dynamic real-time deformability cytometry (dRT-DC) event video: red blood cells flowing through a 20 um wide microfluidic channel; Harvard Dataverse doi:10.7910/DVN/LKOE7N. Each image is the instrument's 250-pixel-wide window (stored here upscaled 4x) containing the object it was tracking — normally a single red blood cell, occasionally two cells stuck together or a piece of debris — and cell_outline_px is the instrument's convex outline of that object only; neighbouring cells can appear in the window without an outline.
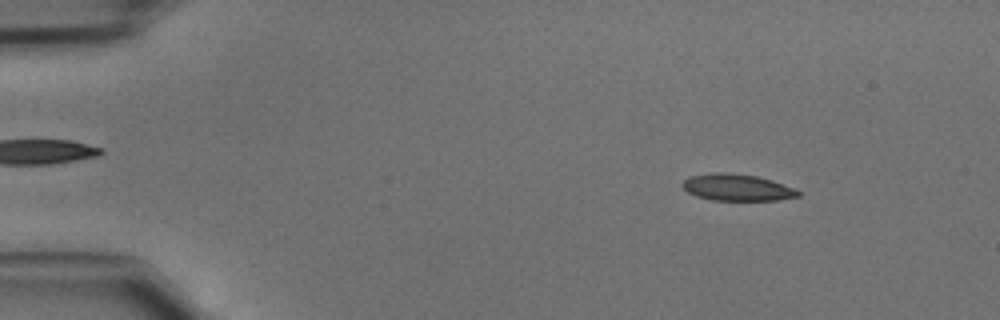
{"species": "common noctule bat (a hibernating species)", "species_latin": "Nyctalus noctula", "temperature_condition": "cold", "stored_images_in_passage": 20, "camera_frame_rate_fps": 3000, "um_per_image_px": 0.085, "animal": {"sex": "male", "body_mass_g": 15.6}, "frame": {"image": 1, "passage_image": 6, "time_ms": 1.667, "image_size_px": [1000, 320], "cell_outline_px": [[800, 196], [776, 200], [712, 200], [696, 196], [688, 192], [680, 184], [688, 176], [712, 172], [728, 172], [756, 176], [772, 180], [796, 188], [800, 192]], "centroid_in_image_um": [62.64, 15.92], "position_along_channel_um": 22.4, "area_um2": 18.15}}
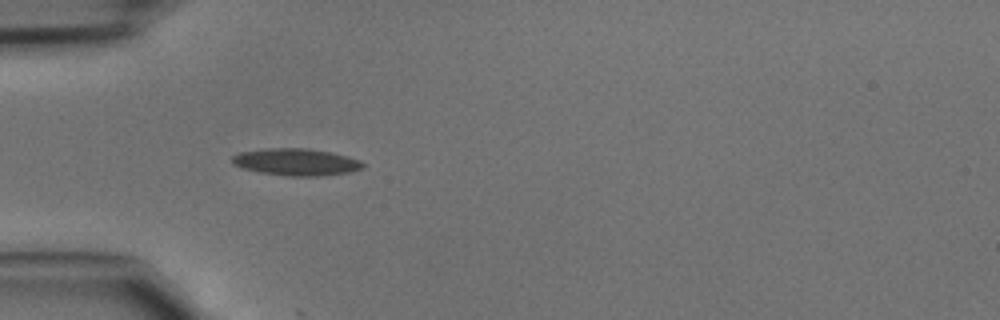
{"frame": {"image": 2, "passage_image": 14, "time_ms": 4.333, "image_size_px": [1000, 320], "cell_outline_px": [[364, 168], [352, 172], [320, 176], [288, 176], [260, 172], [240, 168], [232, 164], [232, 156], [240, 152], [264, 148], [308, 148], [332, 152], [348, 156], [360, 160], [364, 164]], "centroid_in_image_um": [25.18, 13.77], "position_along_channel_um": 59.8, "area_um2": 20.87}}